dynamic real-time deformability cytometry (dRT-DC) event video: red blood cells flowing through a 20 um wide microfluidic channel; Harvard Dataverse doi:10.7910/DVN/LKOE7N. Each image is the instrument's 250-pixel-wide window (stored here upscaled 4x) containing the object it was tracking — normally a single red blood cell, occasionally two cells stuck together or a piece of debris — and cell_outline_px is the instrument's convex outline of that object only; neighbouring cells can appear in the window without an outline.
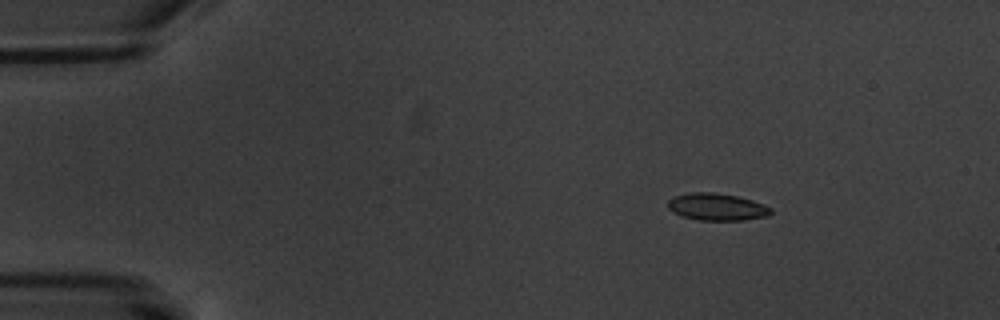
{"species": "common noctule bat (a hibernating species)", "species_latin": "Nyctalus noctula", "temperature_condition": "warm", "stored_images_in_passage": 7, "camera_frame_rate_fps": 3000, "um_per_image_px": 0.085, "animal": {"sex": "male", "body_mass_g": 20.1, "forearm_length_mm": 53.5}, "frame": {"image": 1, "passage_image": 2, "time_ms": 2.0, "image_size_px": [1000, 320], "cell_outline_px": [[772, 212], [768, 216], [744, 220], [700, 220], [684, 216], [672, 212], [668, 208], [668, 200], [672, 196], [692, 192], [712, 192], [736, 196], [752, 200], [772, 208]], "centroid_in_image_um": [60.92, 17.58], "position_along_channel_um": 24.1, "area_um2": 16.24}}
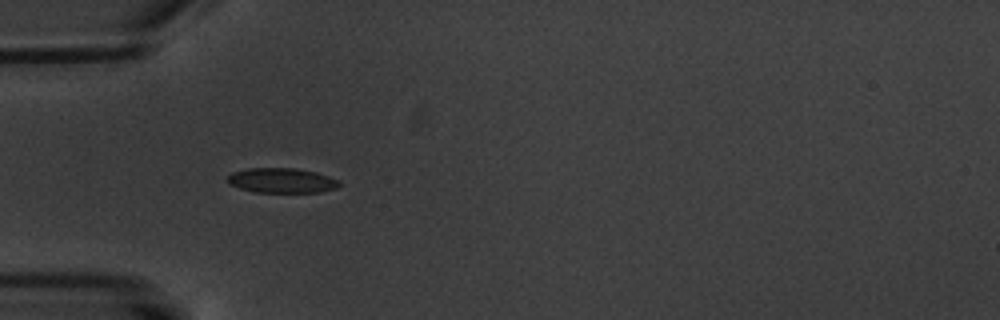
{"frame": {"image": 2, "passage_image": 5, "time_ms": 5.333, "image_size_px": [1000, 320], "cell_outline_px": [[340, 184], [336, 188], [320, 192], [256, 192], [240, 188], [228, 184], [228, 176], [232, 172], [248, 168], [296, 168], [316, 172], [340, 180]], "centroid_in_image_um": [23.95, 15.33], "position_along_channel_um": 61.0, "area_um2": 16.18}}